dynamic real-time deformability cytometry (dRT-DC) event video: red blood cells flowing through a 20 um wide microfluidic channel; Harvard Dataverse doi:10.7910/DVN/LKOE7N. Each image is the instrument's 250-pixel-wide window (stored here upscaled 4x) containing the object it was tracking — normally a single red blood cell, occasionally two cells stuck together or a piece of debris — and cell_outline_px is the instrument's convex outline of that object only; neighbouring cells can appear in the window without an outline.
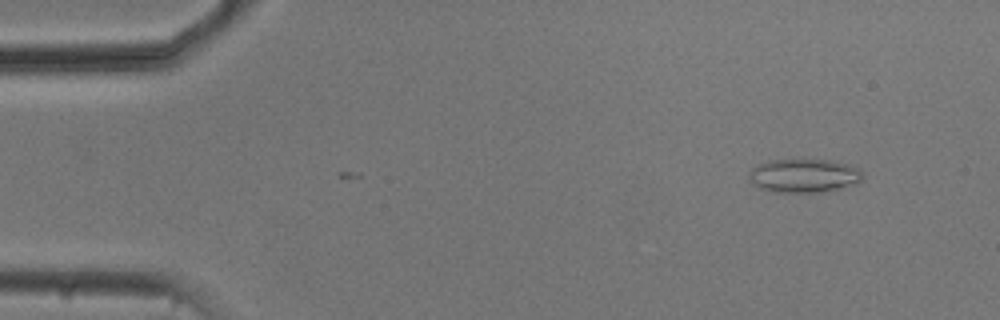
{"species": "common noctule bat (a hibernating species)", "species_latin": "Nyctalus noctula", "temperature_condition": "cold", "stored_images_in_passage": 3, "camera_frame_rate_fps": 3000, "um_per_image_px": 0.085, "animal": {"sex": "male", "body_mass_g": 20.5, "forearm_length_mm": 52.5}, "frame": {"image": 1, "passage_image": 3, "time_ms": 0.667, "image_size_px": [1000, 320], "cell_outline_px": [[864, 180], [856, 184], [824, 192], [772, 192], [760, 188], [752, 184], [748, 176], [752, 168], [756, 164], [772, 160], [828, 160], [848, 164], [860, 168], [864, 176]], "centroid_in_image_um": [68.36, 14.94], "position_along_channel_um": 16.6, "area_um2": 22.54}}